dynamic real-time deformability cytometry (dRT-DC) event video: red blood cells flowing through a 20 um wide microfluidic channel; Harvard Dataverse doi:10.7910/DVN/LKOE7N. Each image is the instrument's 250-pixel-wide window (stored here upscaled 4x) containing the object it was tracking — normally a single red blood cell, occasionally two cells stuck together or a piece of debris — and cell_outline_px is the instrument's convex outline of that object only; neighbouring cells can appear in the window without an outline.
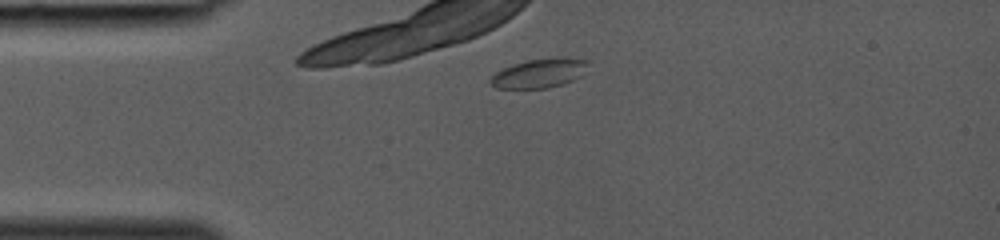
{"species": "common noctule bat (a hibernating species)", "species_latin": "Nyctalus noctula", "temperature_condition": "room temperature", "stored_images_in_passage": 11, "camera_frame_rate_fps": 3000, "um_per_image_px": 0.085, "animal": {"sex": "female", "body_mass_g": 19.0, "forearm_length_mm": 53.3}, "frame": {"image": 1, "passage_image": 1, "time_ms": 0.0, "image_size_px": [1000, 240], "cell_outline_px": [[588, 60], [580, 76], [572, 80], [548, 88], [496, 88], [488, 80], [496, 72], [512, 64], [528, 60], [556, 56], [560, 56]], "centroid_in_image_um": [45.81, 6.2], "position_along_channel_um": 39.2, "area_um2": 16.42}}